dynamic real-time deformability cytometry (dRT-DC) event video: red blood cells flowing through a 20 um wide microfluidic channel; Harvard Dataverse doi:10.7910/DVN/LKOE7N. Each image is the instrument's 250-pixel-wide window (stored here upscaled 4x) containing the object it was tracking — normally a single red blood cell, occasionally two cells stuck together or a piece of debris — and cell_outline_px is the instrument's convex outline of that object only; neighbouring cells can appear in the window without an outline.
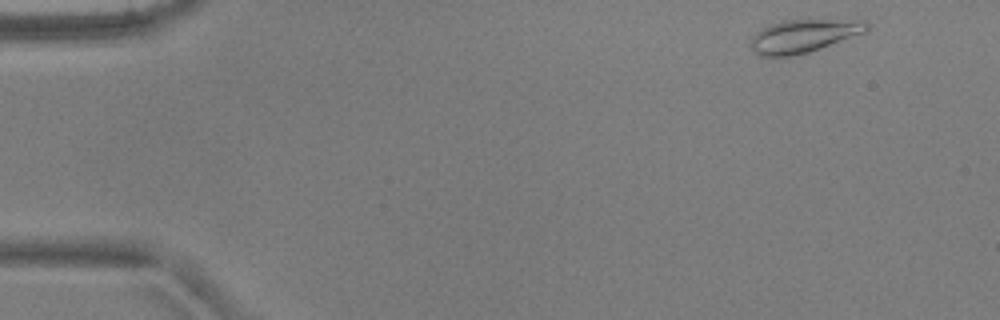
{"species": "common noctule bat (a hibernating species)", "species_latin": "Nyctalus noctula", "temperature_condition": "warm", "stored_images_in_passage": 3, "camera_frame_rate_fps": 3000, "um_per_image_px": 0.085, "animal": {"sex": "male", "body_mass_g": 17.9, "forearm_length_mm": 54.2}, "frame": {"image": 1, "passage_image": 1, "time_ms": 0.0, "image_size_px": [1000, 320], "cell_outline_px": [[872, 24], [864, 32], [808, 52], [792, 56], [760, 56], [748, 44], [752, 36], [756, 32], [772, 24], [784, 20], [864, 20]], "centroid_in_image_um": [68.28, 3.05], "position_along_channel_um": 16.7, "area_um2": 22.02}}